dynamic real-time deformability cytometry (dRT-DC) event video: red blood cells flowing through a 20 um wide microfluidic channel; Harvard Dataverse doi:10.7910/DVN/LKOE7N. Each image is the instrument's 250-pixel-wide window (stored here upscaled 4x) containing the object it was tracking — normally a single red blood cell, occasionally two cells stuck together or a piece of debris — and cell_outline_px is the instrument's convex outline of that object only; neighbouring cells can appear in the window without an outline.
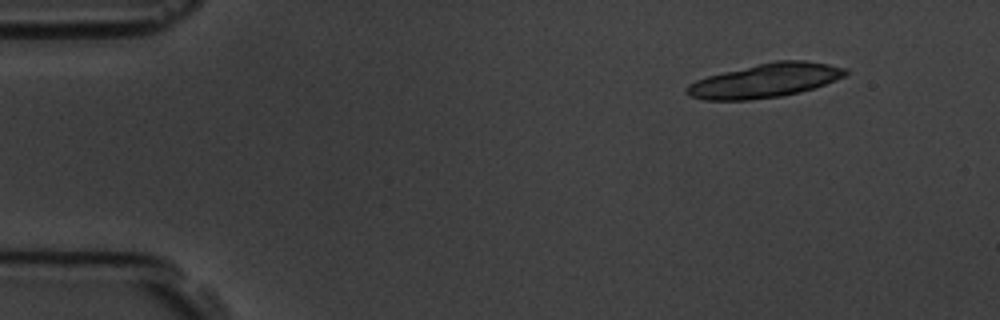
{"species": "common noctule bat (a hibernating species)", "species_latin": "Nyctalus noctula", "temperature_condition": "room temperature", "stored_images_in_passage": 5, "camera_frame_rate_fps": 3000, "um_per_image_px": 0.085, "animal": {"sex": "male", "body_mass_g": 19.5, "forearm_length_mm": 54.6}, "frame": {"image": 1, "passage_image": 1, "time_ms": 0.0, "image_size_px": [1000, 320], "cell_outline_px": [[848, 72], [844, 76], [836, 80], [812, 88], [780, 96], [748, 100], [704, 100], [688, 96], [684, 92], [684, 88], [688, 84], [696, 80], [708, 76], [756, 64], [776, 60], [804, 60], [828, 64], [848, 68]], "centroid_in_image_um": [65.0, 6.84], "position_along_channel_um": 20.0, "area_um2": 31.33}}